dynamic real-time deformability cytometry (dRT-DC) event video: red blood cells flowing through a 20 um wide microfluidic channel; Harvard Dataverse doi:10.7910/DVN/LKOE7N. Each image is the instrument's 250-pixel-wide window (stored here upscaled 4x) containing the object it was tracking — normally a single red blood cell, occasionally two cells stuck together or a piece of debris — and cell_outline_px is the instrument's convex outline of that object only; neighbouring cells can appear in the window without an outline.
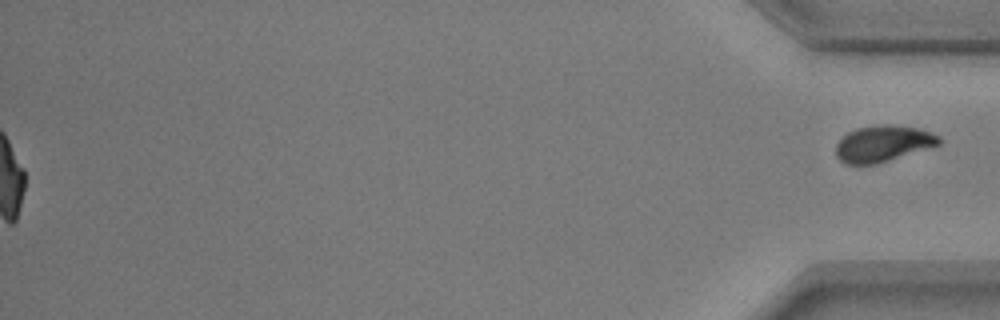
{"species": "common noctule bat (a hibernating species)", "species_latin": "Nyctalus noctula", "temperature_condition": "warm", "stored_images_in_passage": 55, "segment_of_instrument_passage": [2, 2], "camera_frame_rate_fps": 3000, "um_per_image_px": 0.085, "animal": {"sex": "male", "body_mass_g": 17.9, "forearm_length_mm": 54.2}, "frame": {"image": 1, "passage_image": 55, "time_ms": 18.0, "image_size_px": [1000, 320], "cell_outline_px": [[940, 144], [876, 164], [844, 164], [836, 156], [836, 144], [848, 132], [856, 128], [884, 124], [892, 124], [920, 128], [940, 136]], "centroid_in_image_um": [75.04, 12.2], "position_along_channel_um": 360.2, "area_um2": 21.68}}